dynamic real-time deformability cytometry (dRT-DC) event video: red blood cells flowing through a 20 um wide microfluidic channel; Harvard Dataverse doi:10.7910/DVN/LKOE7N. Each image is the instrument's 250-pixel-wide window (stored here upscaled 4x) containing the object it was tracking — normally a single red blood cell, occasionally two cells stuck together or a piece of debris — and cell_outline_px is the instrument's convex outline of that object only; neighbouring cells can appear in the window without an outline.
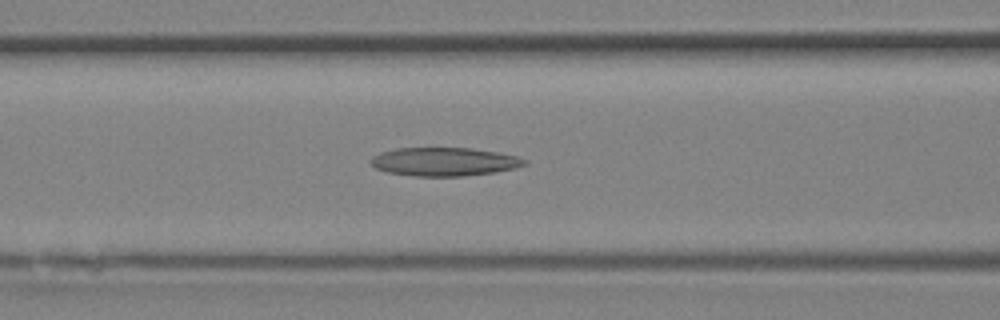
{"species": "Egyptian fruit bat (a non-hibernating species)", "species_latin": "Rousettus aegyptiacus", "temperature_condition": "room temperature", "stored_images_in_passage": 31, "camera_frame_rate_fps": 3000, "um_per_image_px": 0.085, "animal": {"sex": "female"}, "frame": {"image": 1, "passage_image": 13, "time_ms": 4.0, "image_size_px": [1000, 320], "cell_outline_px": [[528, 164], [516, 168], [496, 172], [464, 176], [416, 176], [388, 172], [376, 168], [368, 160], [372, 156], [380, 152], [396, 148], [472, 148], [500, 152], [516, 156], [528, 160]], "centroid_in_image_um": [37.79, 13.74], "position_along_channel_um": 128.8, "area_um2": 25.72}}
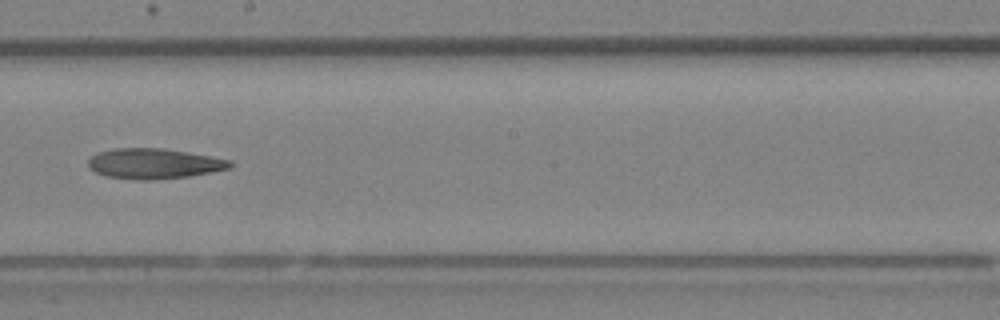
{"frame": {"image": 2, "passage_image": 18, "time_ms": 5.667, "image_size_px": [1000, 320], "cell_outline_px": [[232, 168], [188, 176], [152, 180], [136, 180], [104, 176], [88, 168], [88, 160], [96, 152], [116, 148], [164, 148], [188, 152], [232, 160]], "centroid_in_image_um": [13.07, 13.9], "position_along_channel_um": 235.1, "area_um2": 25.2}}
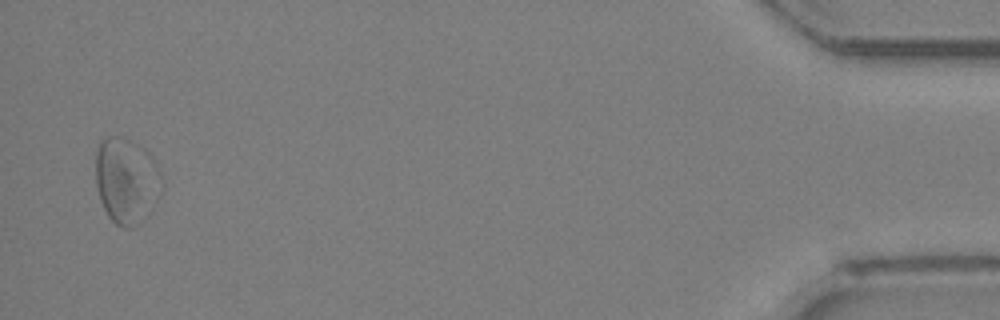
{"frame": {"image": 3, "passage_image": 31, "time_ms": 10.0, "image_size_px": [1000, 320], "cell_outline_px": [[164, 184], [132, 228], [124, 228], [116, 224], [108, 216], [100, 200], [96, 184], [96, 152], [100, 140], [104, 136], [120, 136], [144, 148], [152, 156], [164, 180]], "centroid_in_image_um": [10.69, 15.26], "position_along_channel_um": 424.5, "area_um2": 32.25}}